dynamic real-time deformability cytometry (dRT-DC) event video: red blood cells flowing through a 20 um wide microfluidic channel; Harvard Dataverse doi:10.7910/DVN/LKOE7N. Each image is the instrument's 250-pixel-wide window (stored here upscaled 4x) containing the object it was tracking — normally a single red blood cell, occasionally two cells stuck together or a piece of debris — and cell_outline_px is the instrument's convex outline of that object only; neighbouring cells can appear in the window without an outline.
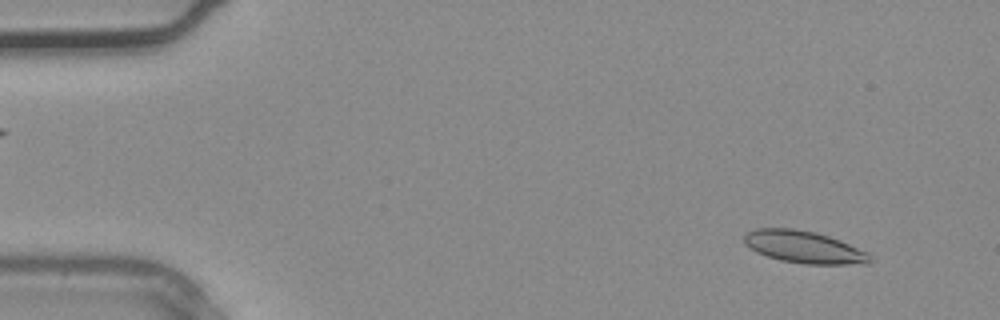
{"species": "common noctule bat (a hibernating species)", "species_latin": "Nyctalus noctula", "temperature_condition": "warm", "stored_images_in_passage": 37, "camera_frame_rate_fps": 3000, "um_per_image_px": 0.085, "animal": {"sex": "male", "body_mass_g": 20.4}, "frame": {"image": 1, "passage_image": 3, "time_ms": 0.667, "image_size_px": [1000, 320], "cell_outline_px": [[872, 260], [868, 264], [804, 264], [780, 260], [756, 252], [744, 244], [744, 236], [748, 232], [756, 228], [792, 228], [816, 232], [840, 240], [868, 252], [872, 256]], "centroid_in_image_um": [68.36, 21.0], "position_along_channel_um": 16.6, "area_um2": 23.7}}
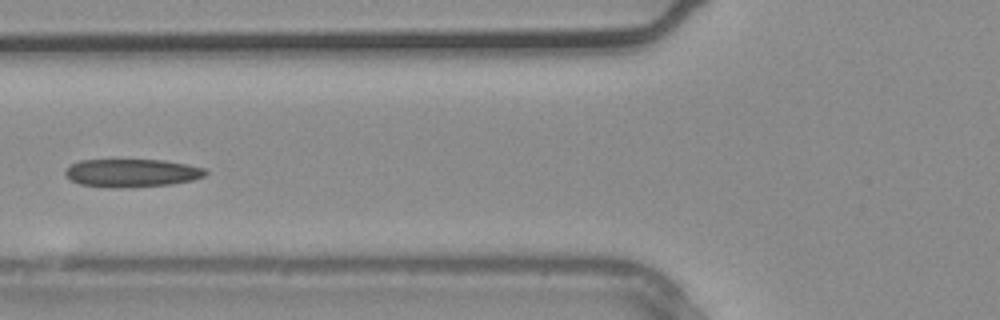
{"frame": {"image": 2, "passage_image": 14, "time_ms": 4.333, "image_size_px": [1000, 320], "cell_outline_px": [[208, 172], [204, 176], [192, 180], [172, 184], [132, 188], [112, 188], [80, 184], [72, 180], [64, 172], [72, 164], [80, 160], [164, 160], [204, 168]], "centroid_in_image_um": [11.22, 14.71], "position_along_channel_um": 114.6, "area_um2": 22.89}}
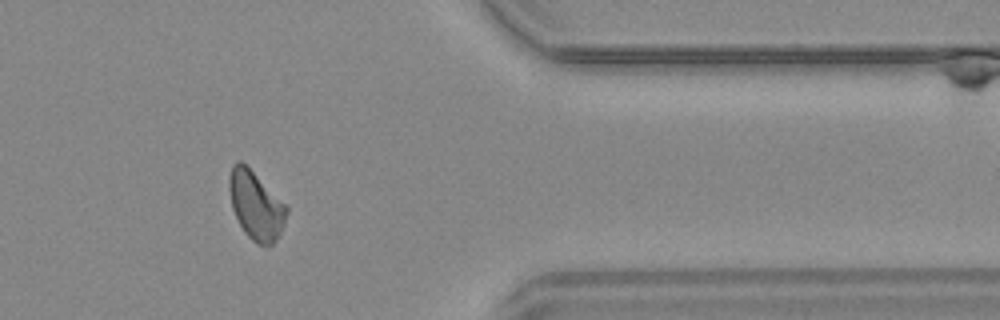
{"frame": {"image": 3, "passage_image": 30, "time_ms": 9.667, "image_size_px": [1000, 320], "cell_outline_px": [[288, 212], [280, 232], [272, 244], [260, 244], [252, 240], [244, 232], [232, 208], [228, 188], [228, 176], [232, 164], [236, 160], [240, 160], [288, 208]], "centroid_in_image_um": [21.7, 17.44], "position_along_channel_um": 389.7, "area_um2": 22.14}}